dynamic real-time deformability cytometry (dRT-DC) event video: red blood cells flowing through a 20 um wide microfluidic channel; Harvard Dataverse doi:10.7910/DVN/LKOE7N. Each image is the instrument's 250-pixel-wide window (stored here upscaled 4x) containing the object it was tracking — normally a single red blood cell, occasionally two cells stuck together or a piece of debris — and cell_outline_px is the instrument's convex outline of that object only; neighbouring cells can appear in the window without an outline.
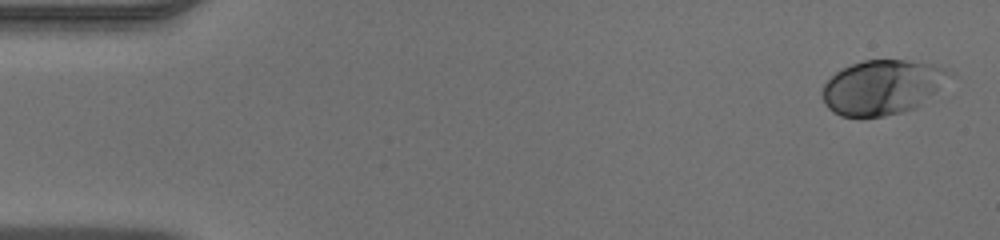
{"species": "human", "species_latin": "Homo sapiens", "temperature_condition": "warm", "stored_images_in_passage": 47, "camera_frame_rate_fps": 3000, "um_per_image_px": 0.085, "donor": {"sex": "male"}, "frame": {"image": 1, "passage_image": 1, "time_ms": 0.0, "image_size_px": [1000, 240], "cell_outline_px": [[952, 72], [916, 108], [884, 116], [840, 116], [832, 112], [824, 104], [820, 92], [820, 88], [836, 72], [852, 64], [864, 60], [904, 60], [932, 64], [944, 68]], "centroid_in_image_um": [74.88, 7.41], "position_along_channel_um": 10.1, "area_um2": 39.71}}
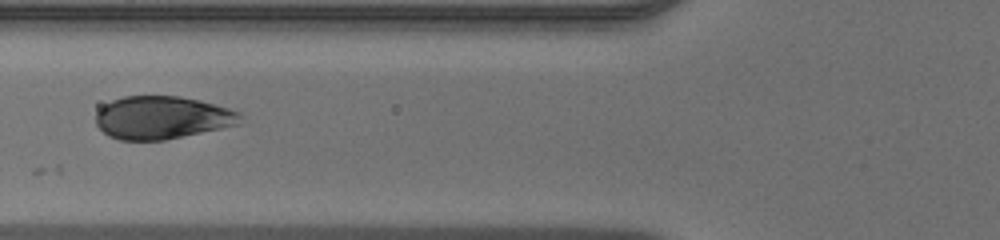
{"frame": {"image": 2, "passage_image": 18, "time_ms": 5.667, "image_size_px": [1000, 240], "cell_outline_px": [[244, 116], [240, 124], [164, 140], [120, 140], [108, 136], [96, 124], [96, 112], [104, 104], [112, 100], [124, 96], [180, 96], [200, 100], [228, 108], [240, 112]], "centroid_in_image_um": [13.78, 9.99], "position_along_channel_um": 112.0, "area_um2": 36.18}}
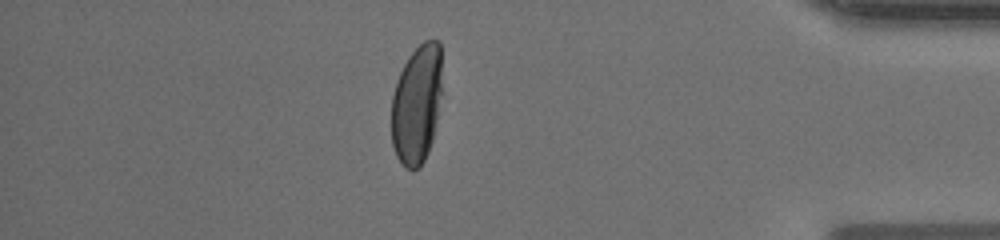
{"frame": {"image": 3, "passage_image": 41, "time_ms": 13.333, "image_size_px": [1000, 240], "cell_outline_px": [[440, 92], [436, 120], [432, 140], [428, 152], [424, 160], [416, 168], [408, 168], [396, 156], [392, 144], [392, 96], [396, 80], [408, 56], [424, 40], [440, 40]], "centroid_in_image_um": [35.4, 8.83], "position_along_channel_um": 399.8, "area_um2": 34.51}}